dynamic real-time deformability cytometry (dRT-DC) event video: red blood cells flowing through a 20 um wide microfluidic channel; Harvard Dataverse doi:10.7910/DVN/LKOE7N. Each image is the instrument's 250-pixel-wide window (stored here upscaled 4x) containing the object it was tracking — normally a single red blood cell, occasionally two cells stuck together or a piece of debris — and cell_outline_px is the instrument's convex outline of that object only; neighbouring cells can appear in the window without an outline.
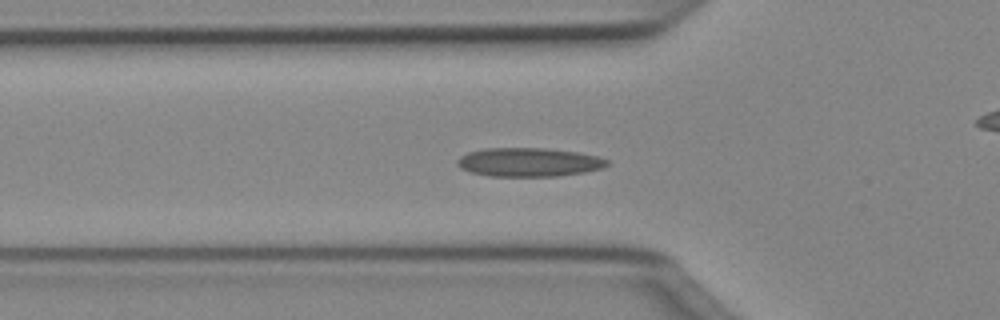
{"species": "Egyptian fruit bat (a non-hibernating species)", "species_latin": "Rousettus aegyptiacus", "temperature_condition": "cold", "stored_images_in_passage": 38, "camera_frame_rate_fps": 3000, "um_per_image_px": 0.085, "animal": {"sex": "female"}, "frame": {"image": 1, "passage_image": 4, "time_ms": 1.0, "image_size_px": [1000, 320], "cell_outline_px": [[608, 164], [604, 168], [584, 172], [556, 176], [488, 176], [472, 172], [460, 168], [456, 164], [456, 160], [460, 156], [468, 152], [488, 148], [548, 148], [576, 152], [596, 156], [608, 160]], "centroid_in_image_um": [44.93, 13.78], "position_along_channel_um": 80.9, "area_um2": 25.09}}
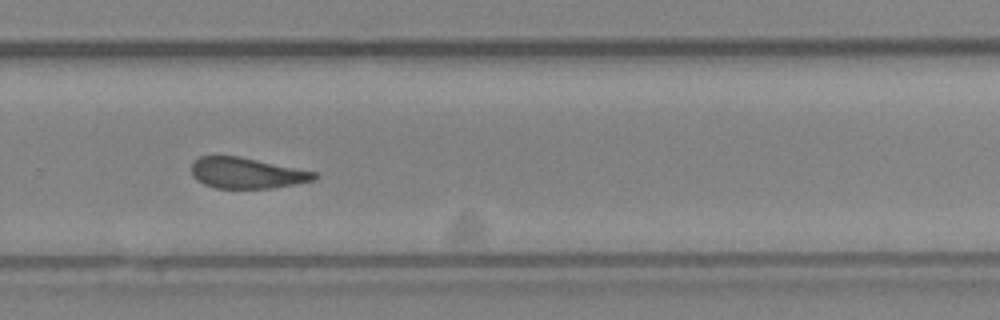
{"frame": {"image": 2, "passage_image": 21, "time_ms": 6.667, "image_size_px": [1000, 320], "cell_outline_px": [[316, 176], [312, 180], [296, 184], [272, 188], [216, 188], [204, 184], [196, 180], [192, 176], [192, 160], [200, 156], [240, 156], [316, 172]], "centroid_in_image_um": [20.92, 14.7], "position_along_channel_um": 308.9, "area_um2": 22.02}}
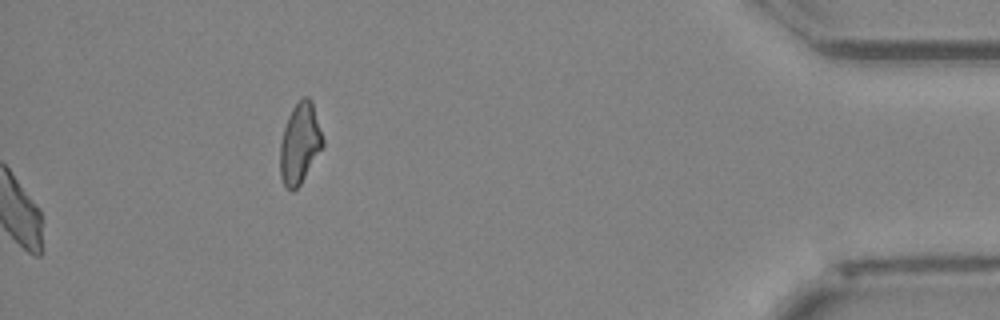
{"frame": {"image": 3, "passage_image": 38, "time_ms": 12.333, "image_size_px": [1000, 320], "cell_outline_px": [[324, 148], [300, 184], [292, 192], [284, 184], [280, 176], [280, 144], [284, 128], [288, 116], [292, 108], [304, 96], [308, 96], [312, 100], [324, 140]], "centroid_in_image_um": [25.51, 12.19], "position_along_channel_um": 409.7, "area_um2": 20.17}, "authors_computed_cell_mechanics": {"area_um2": 23.0333, "velocity_mm_per_s": 4.0322, "shape_relaxation_time_tau1_ms": null, "shape_relaxation_time_tau2_ms": 3.6904, "deformation_change_tau1": null, "deformation_change_tau2": 0.1082}}